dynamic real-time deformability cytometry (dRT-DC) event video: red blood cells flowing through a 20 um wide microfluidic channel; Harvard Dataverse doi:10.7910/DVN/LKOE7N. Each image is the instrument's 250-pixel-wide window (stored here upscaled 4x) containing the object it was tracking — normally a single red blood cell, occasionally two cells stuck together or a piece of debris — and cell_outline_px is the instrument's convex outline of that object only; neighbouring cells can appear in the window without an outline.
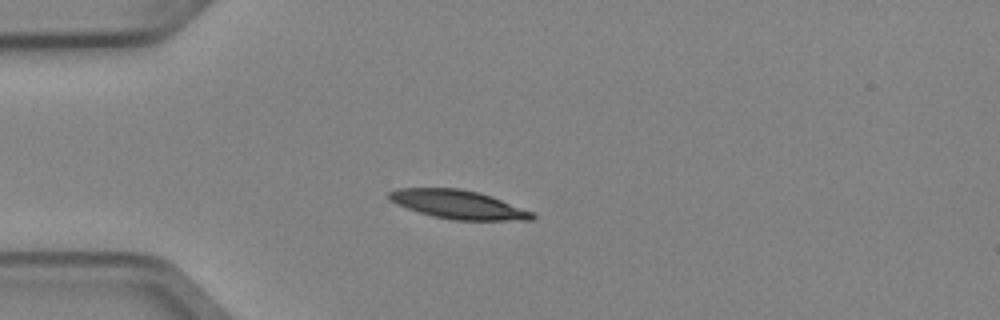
{"species": "Egyptian fruit bat (a non-hibernating species)", "species_latin": "Rousettus aegyptiacus", "temperature_condition": "cold", "stored_images_in_passage": 4, "camera_frame_rate_fps": 3000, "um_per_image_px": 0.085, "animal": {"sex": "female"}, "frame": {"image": 1, "passage_image": 3, "time_ms": 0.667, "image_size_px": [1000, 320], "cell_outline_px": [[536, 216], [532, 220], [452, 220], [432, 216], [396, 204], [388, 200], [388, 192], [396, 188], [460, 188], [480, 192], [492, 196], [536, 212]], "centroid_in_image_um": [38.98, 17.38], "position_along_channel_um": 46.0, "area_um2": 24.22}}